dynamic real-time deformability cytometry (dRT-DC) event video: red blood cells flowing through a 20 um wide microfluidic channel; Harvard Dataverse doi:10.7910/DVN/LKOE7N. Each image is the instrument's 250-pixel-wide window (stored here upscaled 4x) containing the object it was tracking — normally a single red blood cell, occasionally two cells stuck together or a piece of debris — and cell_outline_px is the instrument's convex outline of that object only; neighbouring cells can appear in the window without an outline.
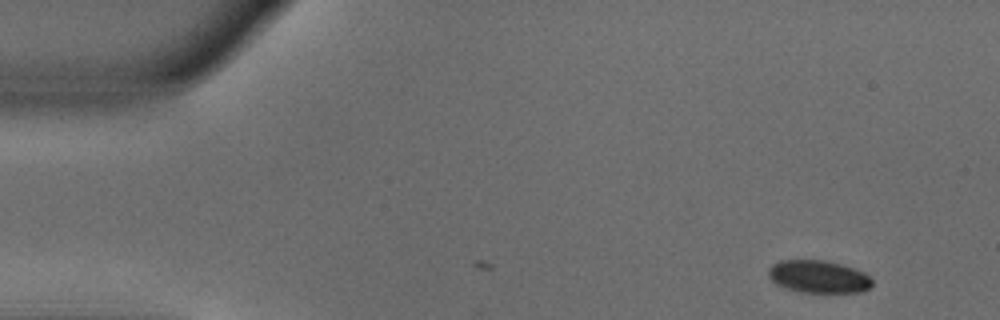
{"species": "common noctule bat (a hibernating species)", "species_latin": "Nyctalus noctula", "temperature_condition": "warm", "stored_images_in_passage": 5, "camera_frame_rate_fps": 3000, "um_per_image_px": 0.085, "animal": {"sex": "male", "body_mass_g": 18.8}, "frame": {"image": 1, "passage_image": 5, "time_ms": 1.333, "image_size_px": [1000, 320], "cell_outline_px": [[872, 288], [860, 292], [800, 292], [776, 284], [768, 276], [768, 268], [772, 264], [780, 260], [824, 260], [840, 264], [864, 272], [872, 280]], "centroid_in_image_um": [69.57, 23.51], "position_along_channel_um": 15.4, "area_um2": 19.65}}